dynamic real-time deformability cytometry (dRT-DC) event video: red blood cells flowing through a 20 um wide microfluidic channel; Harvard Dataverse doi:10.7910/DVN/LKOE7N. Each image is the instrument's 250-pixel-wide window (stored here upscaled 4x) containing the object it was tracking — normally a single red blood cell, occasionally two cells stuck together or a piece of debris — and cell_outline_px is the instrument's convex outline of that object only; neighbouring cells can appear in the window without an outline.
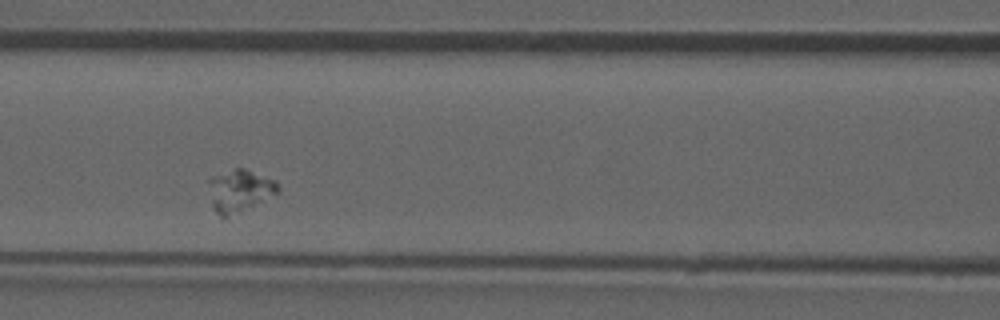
{"species": "common noctule bat (a hibernating species)", "species_latin": "Nyctalus noctula", "temperature_condition": "room temperature", "stored_images_in_passage": 4, "camera_frame_rate_fps": 3000, "um_per_image_px": 0.085, "animal": {"sex": "male", "forearm_length_mm": 52.5}, "frame": {"image": 1, "passage_image": 3, "time_ms": 2.333, "image_size_px": [1000, 320], "cell_outline_px": [[280, 192], [240, 212], [224, 216], [220, 216], [212, 208], [208, 180], [212, 176], [236, 168], [244, 168], [276, 180], [280, 188]], "centroid_in_image_um": [20.38, 16.19], "position_along_channel_um": 146.2, "area_um2": 16.99}}